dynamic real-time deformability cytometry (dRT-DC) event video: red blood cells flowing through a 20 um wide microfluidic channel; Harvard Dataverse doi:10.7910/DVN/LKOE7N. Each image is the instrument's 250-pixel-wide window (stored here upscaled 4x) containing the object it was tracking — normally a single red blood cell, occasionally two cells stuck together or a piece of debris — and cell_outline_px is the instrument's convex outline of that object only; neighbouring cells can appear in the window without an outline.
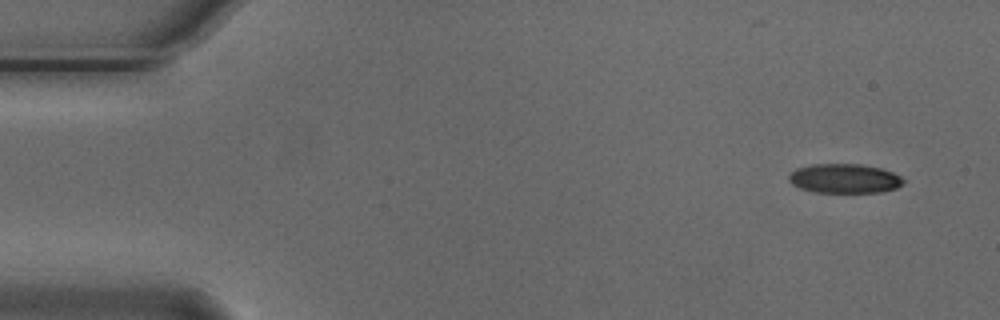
{"species": "Egyptian fruit bat (a non-hibernating species)", "species_latin": "Rousettus aegyptiacus", "temperature_condition": "cold", "stored_images_in_passage": 2, "camera_frame_rate_fps": 3000, "um_per_image_px": 0.085, "animal": {"sex": "male"}, "frame": {"image": 1, "passage_image": 1, "time_ms": 0.0, "image_size_px": [1000, 320], "cell_outline_px": [[904, 184], [896, 188], [880, 192], [816, 192], [800, 188], [792, 184], [788, 180], [788, 176], [796, 168], [812, 164], [864, 164], [880, 168], [892, 172], [900, 176], [904, 180]], "centroid_in_image_um": [71.78, 15.16], "position_along_channel_um": 13.2, "area_um2": 19.59}}